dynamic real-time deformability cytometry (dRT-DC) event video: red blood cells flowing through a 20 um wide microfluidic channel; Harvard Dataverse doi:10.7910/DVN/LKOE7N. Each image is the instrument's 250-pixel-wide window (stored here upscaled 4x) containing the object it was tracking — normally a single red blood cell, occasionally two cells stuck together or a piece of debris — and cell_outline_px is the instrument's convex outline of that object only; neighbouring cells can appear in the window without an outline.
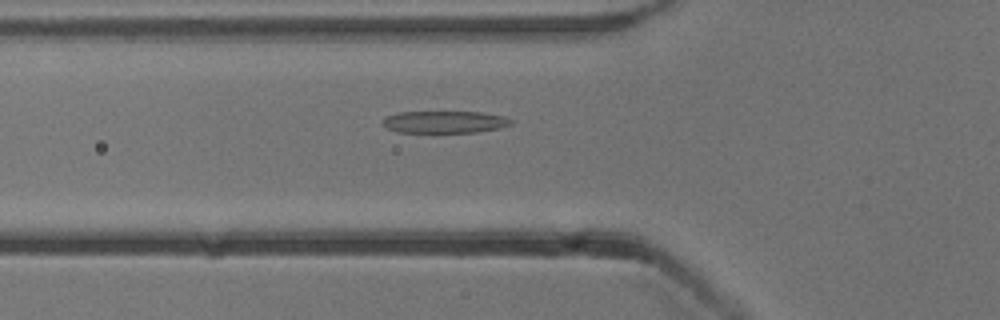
{"species": "common noctule bat (a hibernating species)", "species_latin": "Nyctalus noctula", "temperature_condition": "cold", "stored_images_in_passage": 48, "camera_frame_rate_fps": 3000, "um_per_image_px": 0.085, "animal": {"sex": "male", "body_mass_g": 13.3}, "frame": {"image": 1, "passage_image": 13, "time_ms": 4.0, "image_size_px": [1000, 320], "cell_outline_px": [[512, 124], [500, 128], [476, 132], [396, 132], [388, 128], [384, 124], [384, 116], [396, 112], [480, 112], [504, 116], [512, 120]], "centroid_in_image_um": [37.79, 10.36], "position_along_channel_um": 88.0, "area_um2": 16.47}}
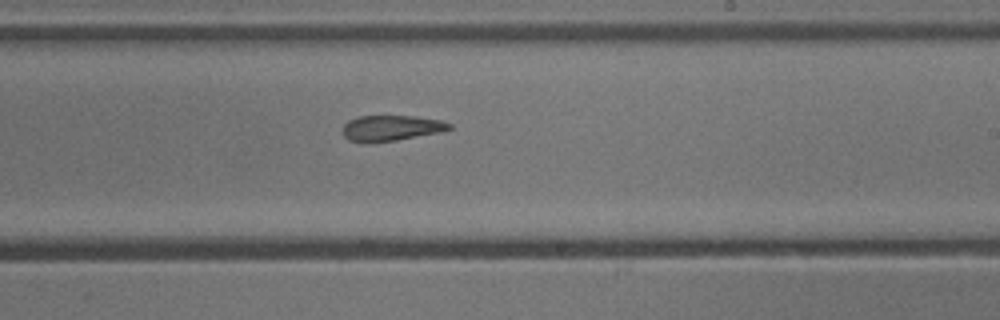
{"frame": {"image": 2, "passage_image": 26, "time_ms": 8.333, "image_size_px": [1000, 320], "cell_outline_px": [[452, 128], [440, 132], [396, 140], [372, 144], [364, 144], [348, 140], [344, 136], [344, 124], [348, 120], [360, 116], [412, 116], [440, 120], [452, 124]], "centroid_in_image_um": [33.21, 10.91], "position_along_channel_um": 255.8, "area_um2": 16.07}}
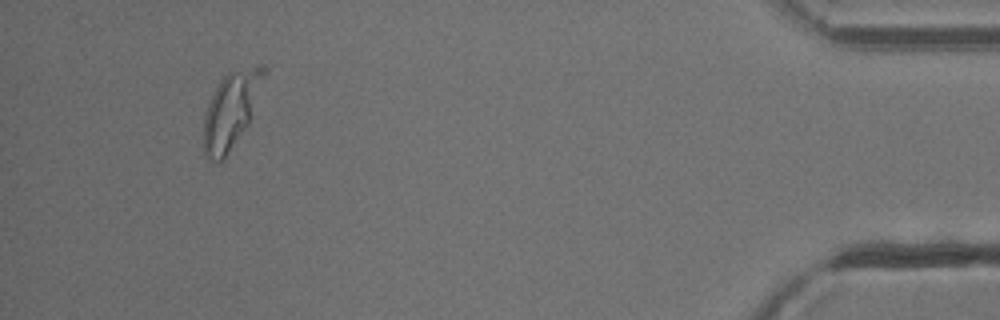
{"frame": {"image": 3, "passage_image": 44, "time_ms": 14.333, "image_size_px": [1000, 320], "cell_outline_px": [[268, 72], [248, 124], [224, 160], [216, 164], [204, 152], [204, 112], [220, 80], [228, 72], [260, 64], [264, 64], [268, 68]], "centroid_in_image_um": [19.68, 9.32], "position_along_channel_um": 415.5, "area_um2": 26.88}, "authors_computed_cell_mechanics": {"area_um2": 18.0336, "velocity_mm_per_s": 3.8533, "shape_relaxation_time_tau1_ms": 9.9208, "shape_relaxation_time_tau2_ms": 3.3784, "deformation_change_tau1": 0.2511, "deformation_change_tau2": 0.1275}}